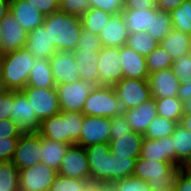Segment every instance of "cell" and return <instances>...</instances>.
<instances>
[{"mask_svg":"<svg viewBox=\"0 0 191 191\" xmlns=\"http://www.w3.org/2000/svg\"><path fill=\"white\" fill-rule=\"evenodd\" d=\"M43 25L56 51H75L82 31L80 17L57 11L45 16Z\"/></svg>","mask_w":191,"mask_h":191,"instance_id":"1","label":"cell"},{"mask_svg":"<svg viewBox=\"0 0 191 191\" xmlns=\"http://www.w3.org/2000/svg\"><path fill=\"white\" fill-rule=\"evenodd\" d=\"M81 112L61 111L40 124L38 133L41 137L62 142L65 144L79 145L81 126L84 119Z\"/></svg>","mask_w":191,"mask_h":191,"instance_id":"2","label":"cell"},{"mask_svg":"<svg viewBox=\"0 0 191 191\" xmlns=\"http://www.w3.org/2000/svg\"><path fill=\"white\" fill-rule=\"evenodd\" d=\"M35 60L25 48L5 53L1 77L4 90H23Z\"/></svg>","mask_w":191,"mask_h":191,"instance_id":"3","label":"cell"},{"mask_svg":"<svg viewBox=\"0 0 191 191\" xmlns=\"http://www.w3.org/2000/svg\"><path fill=\"white\" fill-rule=\"evenodd\" d=\"M178 169L171 162L150 161L139 157L132 175L146 181L151 190L171 189Z\"/></svg>","mask_w":191,"mask_h":191,"instance_id":"4","label":"cell"},{"mask_svg":"<svg viewBox=\"0 0 191 191\" xmlns=\"http://www.w3.org/2000/svg\"><path fill=\"white\" fill-rule=\"evenodd\" d=\"M82 113L85 116L112 118L123 113L113 86H95L87 97Z\"/></svg>","mask_w":191,"mask_h":191,"instance_id":"5","label":"cell"},{"mask_svg":"<svg viewBox=\"0 0 191 191\" xmlns=\"http://www.w3.org/2000/svg\"><path fill=\"white\" fill-rule=\"evenodd\" d=\"M113 87L123 111L136 108L152 98L147 79L123 77Z\"/></svg>","mask_w":191,"mask_h":191,"instance_id":"6","label":"cell"},{"mask_svg":"<svg viewBox=\"0 0 191 191\" xmlns=\"http://www.w3.org/2000/svg\"><path fill=\"white\" fill-rule=\"evenodd\" d=\"M95 85L88 80L57 85L56 91L61 111L81 112Z\"/></svg>","mask_w":191,"mask_h":191,"instance_id":"7","label":"cell"},{"mask_svg":"<svg viewBox=\"0 0 191 191\" xmlns=\"http://www.w3.org/2000/svg\"><path fill=\"white\" fill-rule=\"evenodd\" d=\"M42 137L38 132H26L19 136L12 160L18 170L41 162Z\"/></svg>","mask_w":191,"mask_h":191,"instance_id":"8","label":"cell"},{"mask_svg":"<svg viewBox=\"0 0 191 191\" xmlns=\"http://www.w3.org/2000/svg\"><path fill=\"white\" fill-rule=\"evenodd\" d=\"M31 103L37 119L43 120L61 112L56 88H36L26 86L21 90Z\"/></svg>","mask_w":191,"mask_h":191,"instance_id":"9","label":"cell"},{"mask_svg":"<svg viewBox=\"0 0 191 191\" xmlns=\"http://www.w3.org/2000/svg\"><path fill=\"white\" fill-rule=\"evenodd\" d=\"M90 170V182L111 185V151L109 143L85 147Z\"/></svg>","mask_w":191,"mask_h":191,"instance_id":"10","label":"cell"},{"mask_svg":"<svg viewBox=\"0 0 191 191\" xmlns=\"http://www.w3.org/2000/svg\"><path fill=\"white\" fill-rule=\"evenodd\" d=\"M57 171L42 162L19 170L20 191H49Z\"/></svg>","mask_w":191,"mask_h":191,"instance_id":"11","label":"cell"},{"mask_svg":"<svg viewBox=\"0 0 191 191\" xmlns=\"http://www.w3.org/2000/svg\"><path fill=\"white\" fill-rule=\"evenodd\" d=\"M58 175L90 182L89 163L86 149L80 145H70L57 171Z\"/></svg>","mask_w":191,"mask_h":191,"instance_id":"12","label":"cell"},{"mask_svg":"<svg viewBox=\"0 0 191 191\" xmlns=\"http://www.w3.org/2000/svg\"><path fill=\"white\" fill-rule=\"evenodd\" d=\"M111 118L84 116L81 126L79 145L87 147L110 142Z\"/></svg>","mask_w":191,"mask_h":191,"instance_id":"13","label":"cell"},{"mask_svg":"<svg viewBox=\"0 0 191 191\" xmlns=\"http://www.w3.org/2000/svg\"><path fill=\"white\" fill-rule=\"evenodd\" d=\"M100 85L114 86L123 78L120 48L102 47L98 52Z\"/></svg>","mask_w":191,"mask_h":191,"instance_id":"14","label":"cell"},{"mask_svg":"<svg viewBox=\"0 0 191 191\" xmlns=\"http://www.w3.org/2000/svg\"><path fill=\"white\" fill-rule=\"evenodd\" d=\"M10 119L18 125L23 133L38 132L41 124L35 111L32 110L31 103L21 90H13V106Z\"/></svg>","mask_w":191,"mask_h":191,"instance_id":"15","label":"cell"},{"mask_svg":"<svg viewBox=\"0 0 191 191\" xmlns=\"http://www.w3.org/2000/svg\"><path fill=\"white\" fill-rule=\"evenodd\" d=\"M49 62L56 86L81 80L72 52L56 51Z\"/></svg>","mask_w":191,"mask_h":191,"instance_id":"16","label":"cell"},{"mask_svg":"<svg viewBox=\"0 0 191 191\" xmlns=\"http://www.w3.org/2000/svg\"><path fill=\"white\" fill-rule=\"evenodd\" d=\"M0 30L2 31L3 36V53H8L25 48L28 33L17 22L11 12H9L0 21Z\"/></svg>","mask_w":191,"mask_h":191,"instance_id":"17","label":"cell"},{"mask_svg":"<svg viewBox=\"0 0 191 191\" xmlns=\"http://www.w3.org/2000/svg\"><path fill=\"white\" fill-rule=\"evenodd\" d=\"M147 80L153 98L176 97L178 95L180 80L171 68L149 74Z\"/></svg>","mask_w":191,"mask_h":191,"instance_id":"18","label":"cell"},{"mask_svg":"<svg viewBox=\"0 0 191 191\" xmlns=\"http://www.w3.org/2000/svg\"><path fill=\"white\" fill-rule=\"evenodd\" d=\"M139 157L150 161L171 162L175 165V148L171 136L161 139L144 138Z\"/></svg>","mask_w":191,"mask_h":191,"instance_id":"19","label":"cell"},{"mask_svg":"<svg viewBox=\"0 0 191 191\" xmlns=\"http://www.w3.org/2000/svg\"><path fill=\"white\" fill-rule=\"evenodd\" d=\"M123 114L132 131L144 135L148 125L158 115L157 105L152 97L136 108L124 110Z\"/></svg>","mask_w":191,"mask_h":191,"instance_id":"20","label":"cell"},{"mask_svg":"<svg viewBox=\"0 0 191 191\" xmlns=\"http://www.w3.org/2000/svg\"><path fill=\"white\" fill-rule=\"evenodd\" d=\"M120 60L123 77L134 79H147L149 71L146 57L132 50L129 46L120 47Z\"/></svg>","mask_w":191,"mask_h":191,"instance_id":"21","label":"cell"},{"mask_svg":"<svg viewBox=\"0 0 191 191\" xmlns=\"http://www.w3.org/2000/svg\"><path fill=\"white\" fill-rule=\"evenodd\" d=\"M129 31L122 13L112 15L99 35L103 47L120 48L126 45Z\"/></svg>","mask_w":191,"mask_h":191,"instance_id":"22","label":"cell"},{"mask_svg":"<svg viewBox=\"0 0 191 191\" xmlns=\"http://www.w3.org/2000/svg\"><path fill=\"white\" fill-rule=\"evenodd\" d=\"M25 49L35 59H49L56 52L53 41L50 40L43 24L28 32Z\"/></svg>","mask_w":191,"mask_h":191,"instance_id":"23","label":"cell"},{"mask_svg":"<svg viewBox=\"0 0 191 191\" xmlns=\"http://www.w3.org/2000/svg\"><path fill=\"white\" fill-rule=\"evenodd\" d=\"M10 12L27 33L44 23L45 15L26 0H10Z\"/></svg>","mask_w":191,"mask_h":191,"instance_id":"24","label":"cell"},{"mask_svg":"<svg viewBox=\"0 0 191 191\" xmlns=\"http://www.w3.org/2000/svg\"><path fill=\"white\" fill-rule=\"evenodd\" d=\"M143 135L134 131L122 135L115 140H110L111 154L131 159H138L142 148Z\"/></svg>","mask_w":191,"mask_h":191,"instance_id":"25","label":"cell"},{"mask_svg":"<svg viewBox=\"0 0 191 191\" xmlns=\"http://www.w3.org/2000/svg\"><path fill=\"white\" fill-rule=\"evenodd\" d=\"M78 72L82 80H88L95 86H100L98 74V52L99 51H71Z\"/></svg>","mask_w":191,"mask_h":191,"instance_id":"26","label":"cell"},{"mask_svg":"<svg viewBox=\"0 0 191 191\" xmlns=\"http://www.w3.org/2000/svg\"><path fill=\"white\" fill-rule=\"evenodd\" d=\"M171 138L175 148V166L184 168L191 160V131L178 123Z\"/></svg>","mask_w":191,"mask_h":191,"instance_id":"27","label":"cell"},{"mask_svg":"<svg viewBox=\"0 0 191 191\" xmlns=\"http://www.w3.org/2000/svg\"><path fill=\"white\" fill-rule=\"evenodd\" d=\"M159 46L162 47L174 61L190 53L191 35L172 29V31L159 43Z\"/></svg>","mask_w":191,"mask_h":191,"instance_id":"28","label":"cell"},{"mask_svg":"<svg viewBox=\"0 0 191 191\" xmlns=\"http://www.w3.org/2000/svg\"><path fill=\"white\" fill-rule=\"evenodd\" d=\"M158 11L157 7H154L146 10H122L121 13L129 34H134L151 29L152 15H156Z\"/></svg>","mask_w":191,"mask_h":191,"instance_id":"29","label":"cell"},{"mask_svg":"<svg viewBox=\"0 0 191 191\" xmlns=\"http://www.w3.org/2000/svg\"><path fill=\"white\" fill-rule=\"evenodd\" d=\"M27 86L36 88L56 87L49 59H36L30 71Z\"/></svg>","mask_w":191,"mask_h":191,"instance_id":"30","label":"cell"},{"mask_svg":"<svg viewBox=\"0 0 191 191\" xmlns=\"http://www.w3.org/2000/svg\"><path fill=\"white\" fill-rule=\"evenodd\" d=\"M70 144L42 137L41 162L58 171Z\"/></svg>","mask_w":191,"mask_h":191,"instance_id":"31","label":"cell"},{"mask_svg":"<svg viewBox=\"0 0 191 191\" xmlns=\"http://www.w3.org/2000/svg\"><path fill=\"white\" fill-rule=\"evenodd\" d=\"M111 14L98 8H90L80 18L82 28L99 36L104 26L109 22Z\"/></svg>","mask_w":191,"mask_h":191,"instance_id":"32","label":"cell"},{"mask_svg":"<svg viewBox=\"0 0 191 191\" xmlns=\"http://www.w3.org/2000/svg\"><path fill=\"white\" fill-rule=\"evenodd\" d=\"M157 105V114L166 119L181 122L183 113V102L176 97L154 98Z\"/></svg>","mask_w":191,"mask_h":191,"instance_id":"33","label":"cell"},{"mask_svg":"<svg viewBox=\"0 0 191 191\" xmlns=\"http://www.w3.org/2000/svg\"><path fill=\"white\" fill-rule=\"evenodd\" d=\"M19 182V170L14 162H0V191H20Z\"/></svg>","mask_w":191,"mask_h":191,"instance_id":"34","label":"cell"},{"mask_svg":"<svg viewBox=\"0 0 191 191\" xmlns=\"http://www.w3.org/2000/svg\"><path fill=\"white\" fill-rule=\"evenodd\" d=\"M126 45L146 57L159 46V42L147 32H136L129 34Z\"/></svg>","mask_w":191,"mask_h":191,"instance_id":"35","label":"cell"},{"mask_svg":"<svg viewBox=\"0 0 191 191\" xmlns=\"http://www.w3.org/2000/svg\"><path fill=\"white\" fill-rule=\"evenodd\" d=\"M177 124L174 120L157 115L148 125L143 137L147 139H161L171 136Z\"/></svg>","mask_w":191,"mask_h":191,"instance_id":"36","label":"cell"},{"mask_svg":"<svg viewBox=\"0 0 191 191\" xmlns=\"http://www.w3.org/2000/svg\"><path fill=\"white\" fill-rule=\"evenodd\" d=\"M172 29L170 13L159 10L156 15H152L151 29L147 33L160 43Z\"/></svg>","mask_w":191,"mask_h":191,"instance_id":"37","label":"cell"},{"mask_svg":"<svg viewBox=\"0 0 191 191\" xmlns=\"http://www.w3.org/2000/svg\"><path fill=\"white\" fill-rule=\"evenodd\" d=\"M172 28L191 35V1H184L170 12Z\"/></svg>","mask_w":191,"mask_h":191,"instance_id":"38","label":"cell"},{"mask_svg":"<svg viewBox=\"0 0 191 191\" xmlns=\"http://www.w3.org/2000/svg\"><path fill=\"white\" fill-rule=\"evenodd\" d=\"M137 159L111 154V184L133 174Z\"/></svg>","mask_w":191,"mask_h":191,"instance_id":"39","label":"cell"},{"mask_svg":"<svg viewBox=\"0 0 191 191\" xmlns=\"http://www.w3.org/2000/svg\"><path fill=\"white\" fill-rule=\"evenodd\" d=\"M173 60L171 56L160 46L146 56V64L149 74L171 68Z\"/></svg>","mask_w":191,"mask_h":191,"instance_id":"40","label":"cell"},{"mask_svg":"<svg viewBox=\"0 0 191 191\" xmlns=\"http://www.w3.org/2000/svg\"><path fill=\"white\" fill-rule=\"evenodd\" d=\"M110 187L111 191H151L146 181L134 175L116 180Z\"/></svg>","mask_w":191,"mask_h":191,"instance_id":"41","label":"cell"},{"mask_svg":"<svg viewBox=\"0 0 191 191\" xmlns=\"http://www.w3.org/2000/svg\"><path fill=\"white\" fill-rule=\"evenodd\" d=\"M88 183L83 179L57 175L49 191H83Z\"/></svg>","mask_w":191,"mask_h":191,"instance_id":"42","label":"cell"},{"mask_svg":"<svg viewBox=\"0 0 191 191\" xmlns=\"http://www.w3.org/2000/svg\"><path fill=\"white\" fill-rule=\"evenodd\" d=\"M171 69L180 80V84L191 83V54H185L174 60Z\"/></svg>","mask_w":191,"mask_h":191,"instance_id":"43","label":"cell"},{"mask_svg":"<svg viewBox=\"0 0 191 191\" xmlns=\"http://www.w3.org/2000/svg\"><path fill=\"white\" fill-rule=\"evenodd\" d=\"M102 47L103 46L101 40L99 39V36L95 35L93 32L82 28L81 35L75 51H100Z\"/></svg>","mask_w":191,"mask_h":191,"instance_id":"44","label":"cell"},{"mask_svg":"<svg viewBox=\"0 0 191 191\" xmlns=\"http://www.w3.org/2000/svg\"><path fill=\"white\" fill-rule=\"evenodd\" d=\"M90 9L89 0H59V11L81 17Z\"/></svg>","mask_w":191,"mask_h":191,"instance_id":"45","label":"cell"},{"mask_svg":"<svg viewBox=\"0 0 191 191\" xmlns=\"http://www.w3.org/2000/svg\"><path fill=\"white\" fill-rule=\"evenodd\" d=\"M131 131L132 129L123 113L111 118L110 140H115Z\"/></svg>","mask_w":191,"mask_h":191,"instance_id":"46","label":"cell"},{"mask_svg":"<svg viewBox=\"0 0 191 191\" xmlns=\"http://www.w3.org/2000/svg\"><path fill=\"white\" fill-rule=\"evenodd\" d=\"M90 8H98L111 15H116L124 9V0H89Z\"/></svg>","mask_w":191,"mask_h":191,"instance_id":"47","label":"cell"},{"mask_svg":"<svg viewBox=\"0 0 191 191\" xmlns=\"http://www.w3.org/2000/svg\"><path fill=\"white\" fill-rule=\"evenodd\" d=\"M19 137L0 139V162L11 161Z\"/></svg>","mask_w":191,"mask_h":191,"instance_id":"48","label":"cell"},{"mask_svg":"<svg viewBox=\"0 0 191 191\" xmlns=\"http://www.w3.org/2000/svg\"><path fill=\"white\" fill-rule=\"evenodd\" d=\"M175 191H191V174L184 168H179L174 176Z\"/></svg>","mask_w":191,"mask_h":191,"instance_id":"49","label":"cell"},{"mask_svg":"<svg viewBox=\"0 0 191 191\" xmlns=\"http://www.w3.org/2000/svg\"><path fill=\"white\" fill-rule=\"evenodd\" d=\"M32 4L36 10L40 11L43 15L48 16L54 12L59 11V0H26Z\"/></svg>","mask_w":191,"mask_h":191,"instance_id":"50","label":"cell"},{"mask_svg":"<svg viewBox=\"0 0 191 191\" xmlns=\"http://www.w3.org/2000/svg\"><path fill=\"white\" fill-rule=\"evenodd\" d=\"M13 106V90H3L0 92V120L10 119Z\"/></svg>","mask_w":191,"mask_h":191,"instance_id":"51","label":"cell"},{"mask_svg":"<svg viewBox=\"0 0 191 191\" xmlns=\"http://www.w3.org/2000/svg\"><path fill=\"white\" fill-rule=\"evenodd\" d=\"M23 132L11 119L0 120V139L19 137Z\"/></svg>","mask_w":191,"mask_h":191,"instance_id":"52","label":"cell"},{"mask_svg":"<svg viewBox=\"0 0 191 191\" xmlns=\"http://www.w3.org/2000/svg\"><path fill=\"white\" fill-rule=\"evenodd\" d=\"M157 0H124L123 10H146L156 7Z\"/></svg>","mask_w":191,"mask_h":191,"instance_id":"53","label":"cell"},{"mask_svg":"<svg viewBox=\"0 0 191 191\" xmlns=\"http://www.w3.org/2000/svg\"><path fill=\"white\" fill-rule=\"evenodd\" d=\"M186 0H157L156 7L160 11L168 12L175 10Z\"/></svg>","mask_w":191,"mask_h":191,"instance_id":"54","label":"cell"},{"mask_svg":"<svg viewBox=\"0 0 191 191\" xmlns=\"http://www.w3.org/2000/svg\"><path fill=\"white\" fill-rule=\"evenodd\" d=\"M177 97L184 102L191 98V83L180 84Z\"/></svg>","mask_w":191,"mask_h":191,"instance_id":"55","label":"cell"},{"mask_svg":"<svg viewBox=\"0 0 191 191\" xmlns=\"http://www.w3.org/2000/svg\"><path fill=\"white\" fill-rule=\"evenodd\" d=\"M83 191H111V187L108 184L89 182Z\"/></svg>","mask_w":191,"mask_h":191,"instance_id":"56","label":"cell"},{"mask_svg":"<svg viewBox=\"0 0 191 191\" xmlns=\"http://www.w3.org/2000/svg\"><path fill=\"white\" fill-rule=\"evenodd\" d=\"M10 12V0H0V21Z\"/></svg>","mask_w":191,"mask_h":191,"instance_id":"57","label":"cell"},{"mask_svg":"<svg viewBox=\"0 0 191 191\" xmlns=\"http://www.w3.org/2000/svg\"><path fill=\"white\" fill-rule=\"evenodd\" d=\"M180 124L183 125L189 131H191V114H184L182 116Z\"/></svg>","mask_w":191,"mask_h":191,"instance_id":"58","label":"cell"},{"mask_svg":"<svg viewBox=\"0 0 191 191\" xmlns=\"http://www.w3.org/2000/svg\"><path fill=\"white\" fill-rule=\"evenodd\" d=\"M183 113L191 114V98L183 102Z\"/></svg>","mask_w":191,"mask_h":191,"instance_id":"59","label":"cell"},{"mask_svg":"<svg viewBox=\"0 0 191 191\" xmlns=\"http://www.w3.org/2000/svg\"><path fill=\"white\" fill-rule=\"evenodd\" d=\"M4 59H5V53L0 51V70H3Z\"/></svg>","mask_w":191,"mask_h":191,"instance_id":"60","label":"cell"},{"mask_svg":"<svg viewBox=\"0 0 191 191\" xmlns=\"http://www.w3.org/2000/svg\"><path fill=\"white\" fill-rule=\"evenodd\" d=\"M184 169L187 170L191 174V160L186 164Z\"/></svg>","mask_w":191,"mask_h":191,"instance_id":"61","label":"cell"},{"mask_svg":"<svg viewBox=\"0 0 191 191\" xmlns=\"http://www.w3.org/2000/svg\"><path fill=\"white\" fill-rule=\"evenodd\" d=\"M3 36L2 31L0 30V51H2Z\"/></svg>","mask_w":191,"mask_h":191,"instance_id":"62","label":"cell"},{"mask_svg":"<svg viewBox=\"0 0 191 191\" xmlns=\"http://www.w3.org/2000/svg\"><path fill=\"white\" fill-rule=\"evenodd\" d=\"M2 72H3V70H0V92L4 90V88L2 86V82H1Z\"/></svg>","mask_w":191,"mask_h":191,"instance_id":"63","label":"cell"},{"mask_svg":"<svg viewBox=\"0 0 191 191\" xmlns=\"http://www.w3.org/2000/svg\"><path fill=\"white\" fill-rule=\"evenodd\" d=\"M151 191H175V190H174V187H172L171 189L151 190Z\"/></svg>","mask_w":191,"mask_h":191,"instance_id":"64","label":"cell"}]
</instances>
